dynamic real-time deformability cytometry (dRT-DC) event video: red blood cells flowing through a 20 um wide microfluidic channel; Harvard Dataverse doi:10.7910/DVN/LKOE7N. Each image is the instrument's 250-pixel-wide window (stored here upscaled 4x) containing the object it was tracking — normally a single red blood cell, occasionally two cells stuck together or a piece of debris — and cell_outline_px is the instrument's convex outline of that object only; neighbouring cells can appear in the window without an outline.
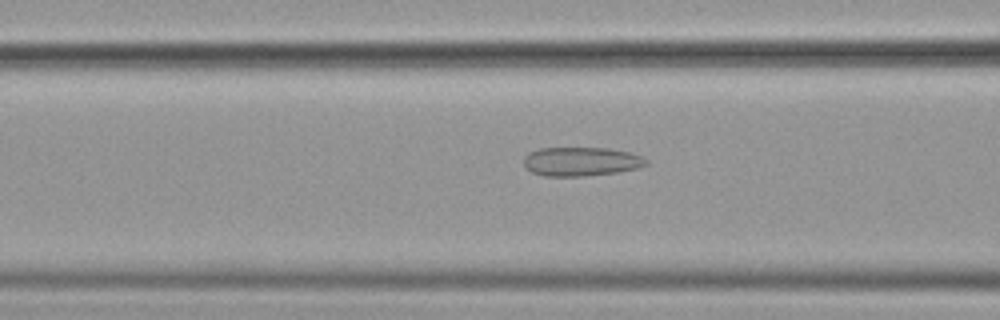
{"species": "common noctule bat (a hibernating species)", "species_latin": "Nyctalus noctula", "temperature_condition": "cold", "stored_images_in_passage": 22, "camera_frame_rate_fps": 3000, "um_per_image_px": 0.085, "animal": {"sex": "female", "body_mass_g": 19.9}, "frame": {"image": 1, "passage_image": 16, "time_ms": 5.0, "image_size_px": [1000, 320], "cell_outline_px": [[648, 164], [640, 168], [616, 172], [584, 176], [544, 176], [532, 172], [524, 168], [524, 156], [528, 152], [540, 148], [608, 148], [628, 152], [640, 156], [648, 160]], "centroid_in_image_um": [49.37, 13.73], "position_along_channel_um": 117.2, "area_um2": 20.75}}
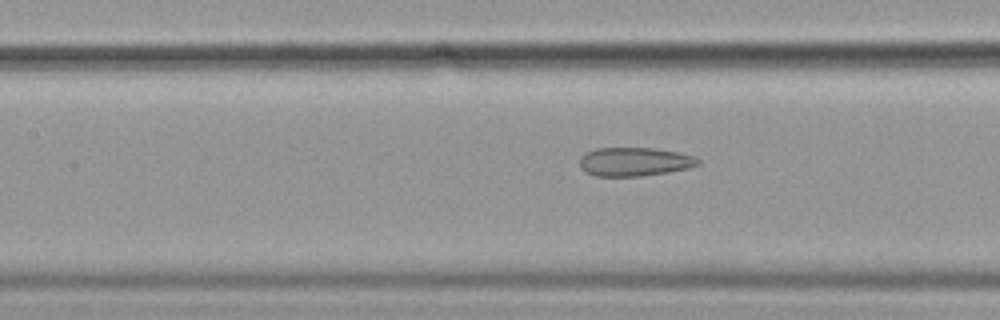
{"frame": {"image": 2, "passage_image": 19, "time_ms": 6.0, "image_size_px": [1000, 320], "cell_outline_px": [[700, 164], [688, 168], [668, 172], [640, 176], [596, 176], [580, 168], [580, 156], [596, 148], [652, 148], [680, 152], [692, 156], [700, 160]], "centroid_in_image_um": [53.94, 13.74], "position_along_channel_um": 153.5, "area_um2": 19.71}}